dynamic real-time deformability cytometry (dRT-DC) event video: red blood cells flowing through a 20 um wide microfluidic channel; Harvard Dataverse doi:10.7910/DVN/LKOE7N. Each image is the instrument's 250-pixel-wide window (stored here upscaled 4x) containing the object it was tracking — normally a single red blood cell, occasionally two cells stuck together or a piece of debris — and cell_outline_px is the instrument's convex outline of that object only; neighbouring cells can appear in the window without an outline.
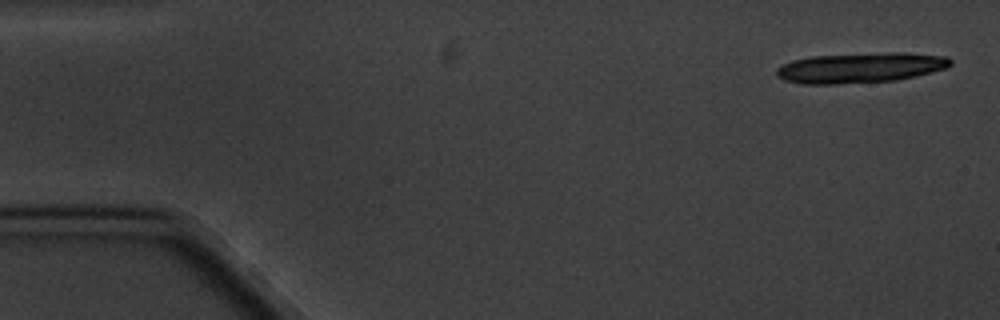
{"species": "common noctule bat (a hibernating species)", "species_latin": "Nyctalus noctula", "temperature_condition": "cold", "stored_images_in_passage": 11, "camera_frame_rate_fps": 3000, "um_per_image_px": 0.085, "animal": {"sex": "male", "body_mass_g": 20.1, "forearm_length_mm": 53.5}, "frame": {"image": 1, "passage_image": 1, "time_ms": 0.0, "image_size_px": [1000, 320], "cell_outline_px": [[952, 64], [948, 68], [916, 76], [896, 80], [836, 84], [804, 84], [784, 80], [776, 76], [776, 68], [792, 60], [808, 56], [888, 52], [904, 52], [948, 56], [952, 60]], "centroid_in_image_um": [73.16, 5.75], "position_along_channel_um": 11.8, "area_um2": 30.98}}
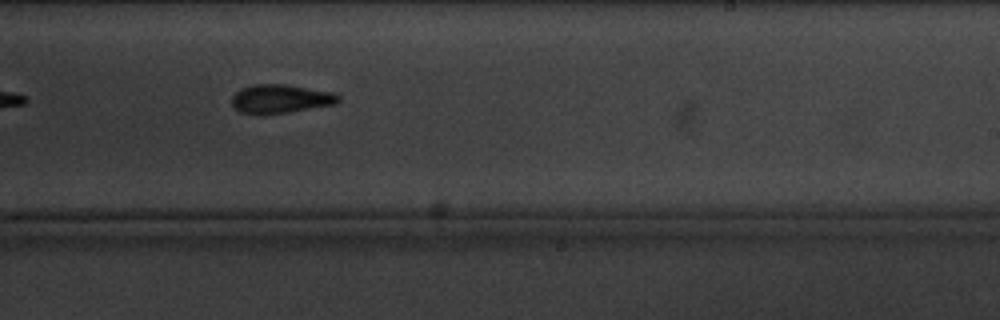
{"frame": {"image": 2, "passage_image": 10, "time_ms": 11.333, "image_size_px": [1000, 320], "cell_outline_px": [[340, 100], [336, 104], [288, 112], [240, 112], [232, 104], [232, 96], [240, 88], [252, 84], [284, 84], [336, 92], [340, 96]], "centroid_in_image_um": [23.9, 8.36], "position_along_channel_um": 265.1, "area_um2": 17.51}}